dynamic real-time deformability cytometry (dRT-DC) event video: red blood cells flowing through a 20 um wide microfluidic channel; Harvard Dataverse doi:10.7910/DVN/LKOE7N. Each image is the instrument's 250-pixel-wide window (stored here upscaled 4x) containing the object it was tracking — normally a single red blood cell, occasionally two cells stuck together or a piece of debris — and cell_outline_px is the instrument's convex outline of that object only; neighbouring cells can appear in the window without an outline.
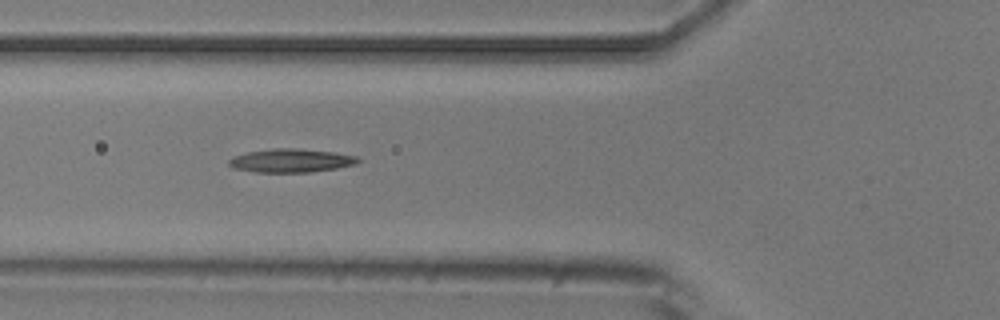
{"species": "common noctule bat (a hibernating species)", "species_latin": "Nyctalus noctula", "temperature_condition": "room temperature", "stored_images_in_passage": 8, "camera_frame_rate_fps": 3000, "um_per_image_px": 0.085, "animal": {"sex": "male", "body_mass_g": 20.5, "forearm_length_mm": 52.5}, "frame": {"image": 1, "passage_image": 5, "time_ms": 5.333, "image_size_px": [1000, 320], "cell_outline_px": [[360, 160], [356, 164], [336, 168], [312, 172], [256, 172], [232, 168], [228, 164], [228, 160], [236, 156], [248, 152], [272, 148], [296, 148], [332, 152], [356, 156]], "centroid_in_image_um": [24.72, 13.65], "position_along_channel_um": 101.1, "area_um2": 17.57}}
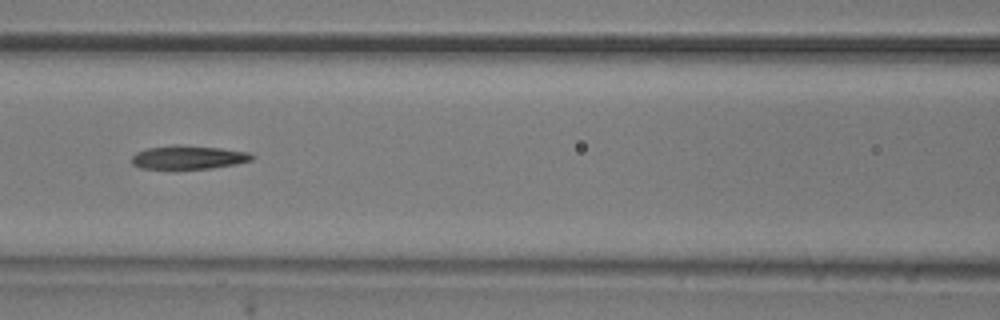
{"frame": {"image": 2, "passage_image": 6, "time_ms": 6.667, "image_size_px": [1000, 320], "cell_outline_px": [[256, 156], [252, 160], [236, 164], [212, 168], [172, 172], [140, 168], [132, 164], [132, 156], [136, 152], [148, 148], [176, 144], [220, 148], [248, 152]], "centroid_in_image_um": [15.96, 13.42], "position_along_channel_um": 150.6, "area_um2": 17.46}}